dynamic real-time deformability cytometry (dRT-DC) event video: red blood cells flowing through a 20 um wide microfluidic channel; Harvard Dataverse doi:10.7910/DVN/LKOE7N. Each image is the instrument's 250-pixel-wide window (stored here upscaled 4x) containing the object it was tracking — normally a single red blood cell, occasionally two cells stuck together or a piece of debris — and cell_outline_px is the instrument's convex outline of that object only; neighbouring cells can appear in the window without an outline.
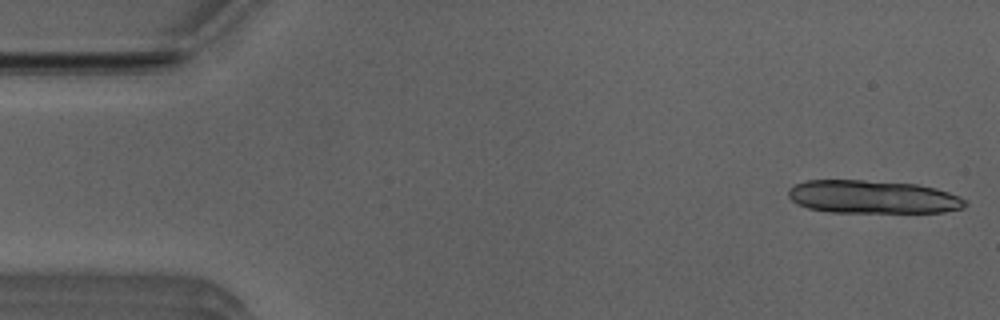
{"species": "Egyptian fruit bat (a non-hibernating species)", "species_latin": "Rousettus aegyptiacus", "temperature_condition": "room temperature", "stored_images_in_passage": 12, "camera_frame_rate_fps": 3000, "um_per_image_px": 0.085, "animal": {"sex": "male"}, "frame": {"image": 1, "passage_image": 1, "time_ms": 0.0, "image_size_px": [1000, 320], "cell_outline_px": [[968, 204], [964, 208], [944, 212], [832, 212], [808, 208], [796, 204], [788, 196], [788, 188], [804, 180], [864, 180], [916, 184], [936, 188], [960, 196]], "centroid_in_image_um": [74.17, 16.74], "position_along_channel_um": 10.8, "area_um2": 34.28}}